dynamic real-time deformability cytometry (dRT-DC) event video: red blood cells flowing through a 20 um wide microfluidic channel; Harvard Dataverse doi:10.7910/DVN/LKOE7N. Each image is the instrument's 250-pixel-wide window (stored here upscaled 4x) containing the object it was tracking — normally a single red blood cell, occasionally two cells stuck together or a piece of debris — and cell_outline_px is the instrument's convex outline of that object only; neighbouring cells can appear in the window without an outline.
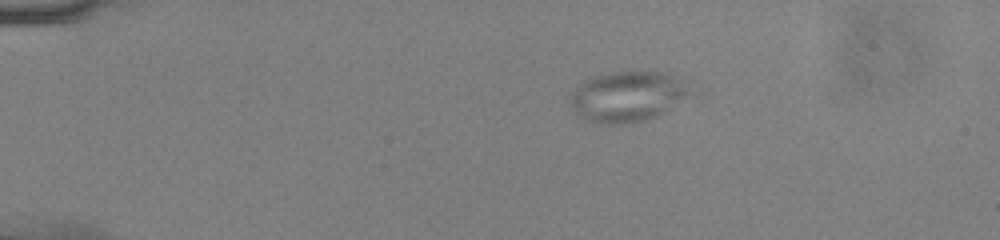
{"species": "common noctule bat (a hibernating species)", "species_latin": "Nyctalus noctula", "temperature_condition": "cold", "stored_images_in_passage": 53, "camera_frame_rate_fps": 3000, "um_per_image_px": 0.085, "animal": {"sex": "male", "body_mass_g": 13.0, "forearm_length_mm": 53.1}, "frame": {"image": 1, "passage_image": 11, "time_ms": 3.333, "image_size_px": [1000, 240], "cell_outline_px": [[688, 92], [684, 96], [656, 116], [644, 120], [616, 124], [596, 124], [580, 116], [572, 108], [572, 92], [584, 80], [596, 76], [612, 72], [660, 72], [672, 76], [680, 80]], "centroid_in_image_um": [53.21, 8.21], "position_along_channel_um": 31.8, "area_um2": 33.7}}
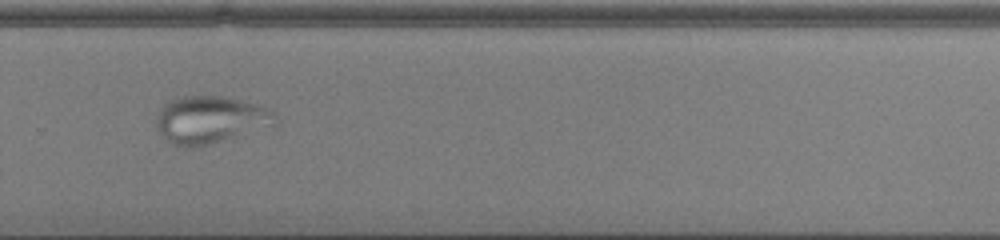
{"frame": {"image": 2, "passage_image": 38, "time_ms": 12.333, "image_size_px": [1000, 240], "cell_outline_px": [[280, 124], [196, 148], [184, 148], [172, 144], [156, 128], [156, 116], [164, 104], [172, 100], [184, 96], [220, 96], [256, 104], [268, 108], [280, 120]], "centroid_in_image_um": [17.9, 10.2], "position_along_channel_um": 311.9, "area_um2": 32.95}}
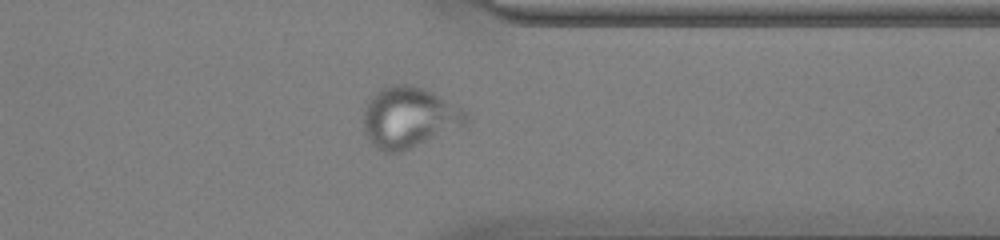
{"frame": {"image": 3, "passage_image": 43, "time_ms": 14.0, "image_size_px": [1000, 240], "cell_outline_px": [[472, 116], [464, 124], [400, 152], [384, 152], [376, 148], [368, 140], [364, 132], [364, 108], [368, 100], [380, 88], [392, 84], [408, 84], [432, 92], [460, 108]], "centroid_in_image_um": [34.71, 9.97], "position_along_channel_um": 376.7, "area_um2": 35.72}}